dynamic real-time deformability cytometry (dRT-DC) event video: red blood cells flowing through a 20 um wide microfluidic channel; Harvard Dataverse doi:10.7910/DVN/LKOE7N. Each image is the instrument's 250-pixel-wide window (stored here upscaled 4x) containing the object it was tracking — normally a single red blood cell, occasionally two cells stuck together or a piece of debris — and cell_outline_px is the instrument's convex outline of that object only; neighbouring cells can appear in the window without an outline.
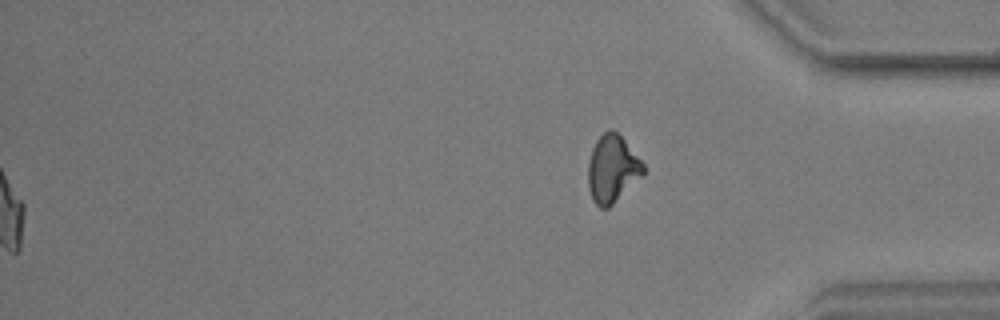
{"species": "common noctule bat (a hibernating species)", "species_latin": "Nyctalus noctula", "temperature_condition": "warm", "stored_images_in_passage": 42, "segment_of_instrument_passage": [2, 2], "camera_frame_rate_fps": 3000, "um_per_image_px": 0.085, "animal": {"sex": "male", "body_mass_g": 17.9, "forearm_length_mm": 54.2}, "frame": {"image": 1, "passage_image": 42, "time_ms": 13.667, "image_size_px": [1000, 320], "cell_outline_px": [[644, 172], [608, 208], [600, 208], [592, 200], [588, 188], [588, 160], [592, 148], [596, 140], [608, 128], [612, 128], [624, 140], [644, 164]], "centroid_in_image_um": [52.0, 14.33], "position_along_channel_um": 383.2, "area_um2": 21.33}}